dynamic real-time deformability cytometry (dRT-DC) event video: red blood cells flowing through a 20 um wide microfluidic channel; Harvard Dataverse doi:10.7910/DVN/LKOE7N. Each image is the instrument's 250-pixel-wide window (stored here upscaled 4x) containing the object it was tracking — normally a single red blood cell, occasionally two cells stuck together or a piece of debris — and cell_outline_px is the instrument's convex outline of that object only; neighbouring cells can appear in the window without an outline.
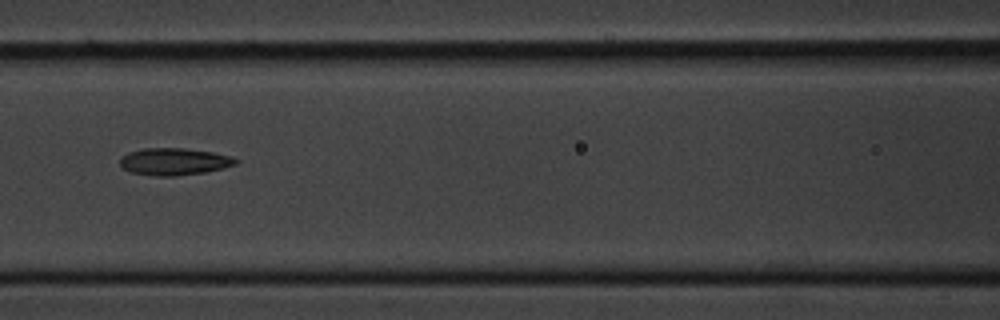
{"species": "common noctule bat (a hibernating species)", "species_latin": "Nyctalus noctula", "temperature_condition": "cold", "stored_images_in_passage": 10, "camera_frame_rate_fps": 3000, "um_per_image_px": 0.085, "animal": {"sex": "male", "body_mass_g": 20.1, "forearm_length_mm": 53.5}, "frame": {"image": 1, "passage_image": 6, "time_ms": 6.667, "image_size_px": [1000, 320], "cell_outline_px": [[240, 160], [236, 164], [224, 168], [204, 172], [176, 176], [152, 176], [132, 172], [124, 168], [120, 164], [120, 156], [128, 152], [144, 148], [184, 148], [212, 152], [228, 156]], "centroid_in_image_um": [14.78, 13.73], "position_along_channel_um": 151.8, "area_um2": 18.26}}
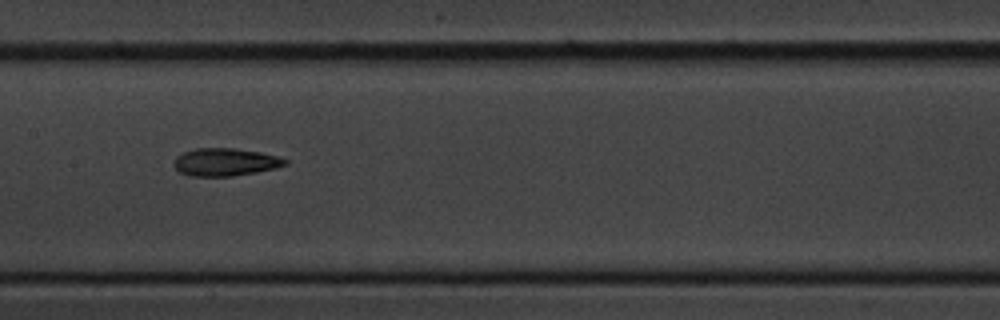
{"frame": {"image": 2, "passage_image": 7, "time_ms": 7.667, "image_size_px": [1000, 320], "cell_outline_px": [[288, 164], [276, 168], [256, 172], [232, 176], [188, 176], [180, 172], [172, 164], [172, 160], [176, 156], [184, 152], [196, 148], [232, 148], [260, 152], [276, 156], [288, 160]], "centroid_in_image_um": [19.11, 13.78], "position_along_channel_um": 188.3, "area_um2": 18.03}}
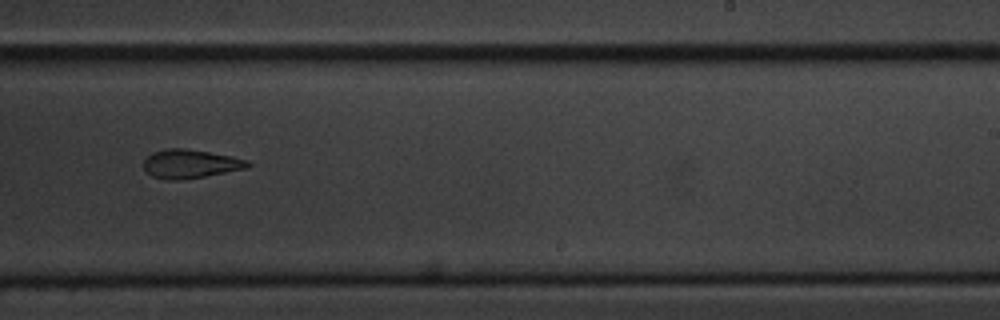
{"frame": {"image": 3, "passage_image": 9, "time_ms": 10.0, "image_size_px": [1000, 320], "cell_outline_px": [[252, 164], [244, 168], [204, 176], [176, 180], [168, 180], [152, 176], [144, 168], [144, 160], [152, 152], [168, 148], [184, 148], [232, 156], [248, 160]], "centroid_in_image_um": [16.15, 13.91], "position_along_channel_um": 272.8, "area_um2": 17.11}}